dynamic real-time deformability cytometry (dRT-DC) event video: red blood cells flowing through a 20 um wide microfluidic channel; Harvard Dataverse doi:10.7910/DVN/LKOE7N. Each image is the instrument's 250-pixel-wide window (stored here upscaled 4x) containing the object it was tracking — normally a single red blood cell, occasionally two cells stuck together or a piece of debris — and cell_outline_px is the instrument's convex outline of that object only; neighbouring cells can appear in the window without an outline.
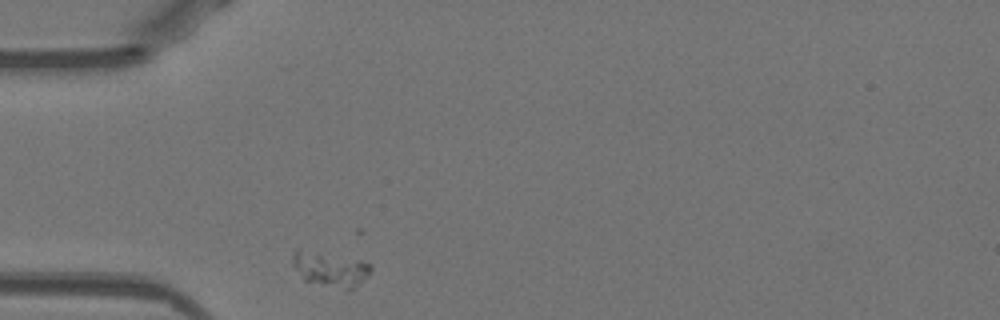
{"species": "Egyptian fruit bat (a non-hibernating species)", "species_latin": "Rousettus aegyptiacus", "temperature_condition": "warm", "stored_images_in_passage": 29, "camera_frame_rate_fps": 3000, "um_per_image_px": 0.085, "animal": {"sex": "female"}, "frame": {"image": 1, "passage_image": 1, "time_ms": 0.0, "image_size_px": [1000, 320], "cell_outline_px": [[372, 272], [364, 280], [348, 292], [304, 280], [292, 264], [292, 252], [296, 248], [360, 260], [372, 264]], "centroid_in_image_um": [28.09, 22.9], "position_along_channel_um": 56.9, "area_um2": 16.13}}
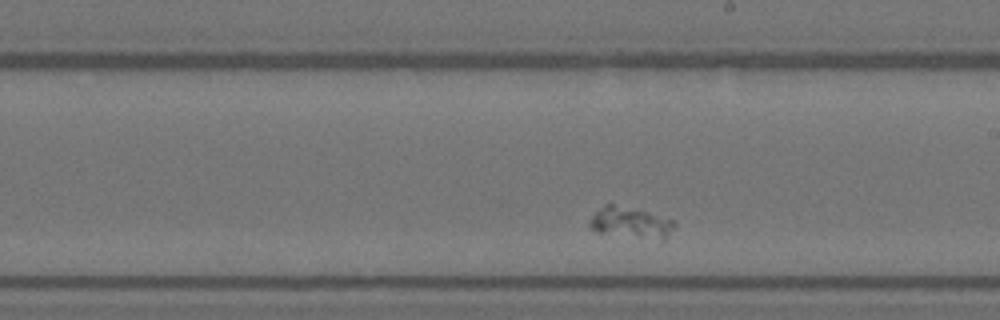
{"frame": {"image": 2, "passage_image": 17, "time_ms": 5.333, "image_size_px": [1000, 320], "cell_outline_px": [[676, 224], [664, 240], [596, 232], [588, 228], [588, 220], [604, 204], [612, 204], [648, 212], [676, 220]], "centroid_in_image_um": [53.59, 18.92], "position_along_channel_um": 235.4, "area_um2": 15.26}}
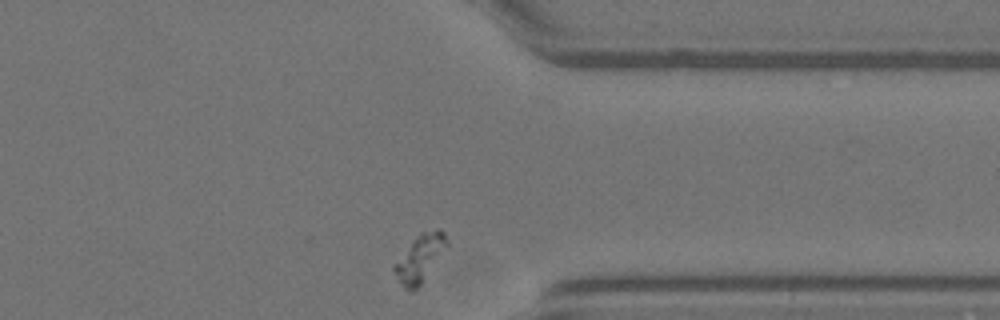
{"frame": {"image": 3, "passage_image": 29, "time_ms": 9.333, "image_size_px": [1000, 320], "cell_outline_px": [[448, 244], [420, 284], [416, 288], [408, 288], [396, 280], [392, 268], [392, 264], [412, 240], [420, 232], [436, 228], [440, 228], [444, 232], [448, 240]], "centroid_in_image_um": [35.66, 21.88], "position_along_channel_um": 375.7, "area_um2": 14.16}}